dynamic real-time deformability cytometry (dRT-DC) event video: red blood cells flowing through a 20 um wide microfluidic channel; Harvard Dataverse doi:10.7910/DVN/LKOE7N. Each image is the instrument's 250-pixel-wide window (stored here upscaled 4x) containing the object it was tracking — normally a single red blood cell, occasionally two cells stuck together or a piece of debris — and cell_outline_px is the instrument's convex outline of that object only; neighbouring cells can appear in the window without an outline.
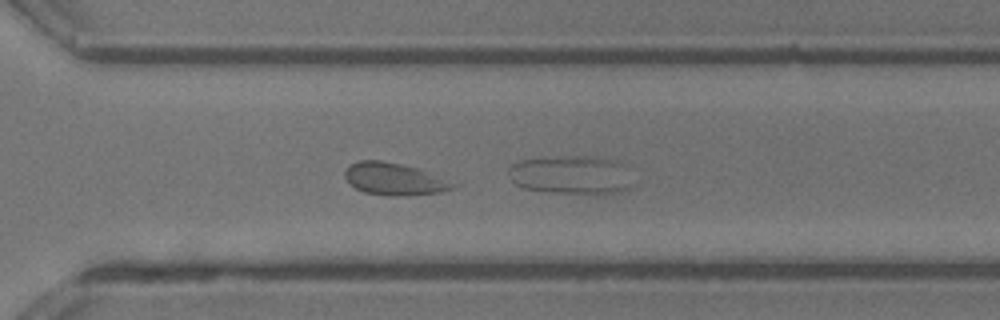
{"species": "common noctule bat (a hibernating species)", "species_latin": "Nyctalus noctula", "temperature_condition": "room temperature", "stored_images_in_passage": 45, "camera_frame_rate_fps": 3000, "um_per_image_px": 0.085, "animal": {"sex": "male", "body_mass_g": 13.3}, "frame": {"image": 1, "passage_image": 35, "time_ms": 11.333, "image_size_px": [1000, 320], "cell_outline_px": [[460, 184], [452, 188], [440, 192], [408, 196], [388, 196], [364, 192], [356, 188], [344, 176], [344, 172], [352, 164], [360, 160], [380, 160], [400, 164], [416, 168]], "centroid_in_image_um": [33.53, 15.23], "position_along_channel_um": 337.1, "area_um2": 20.06}}